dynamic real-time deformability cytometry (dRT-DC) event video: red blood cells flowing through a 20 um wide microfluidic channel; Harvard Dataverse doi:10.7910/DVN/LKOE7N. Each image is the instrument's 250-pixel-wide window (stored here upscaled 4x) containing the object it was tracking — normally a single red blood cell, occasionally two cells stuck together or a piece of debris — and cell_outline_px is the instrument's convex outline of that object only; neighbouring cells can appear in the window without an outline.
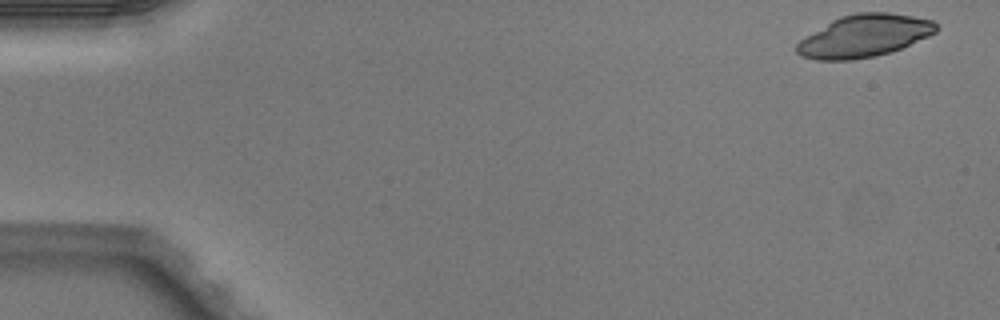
{"species": "Egyptian fruit bat (a non-hibernating species)", "species_latin": "Rousettus aegyptiacus", "temperature_condition": "warm", "stored_images_in_passage": 49, "camera_frame_rate_fps": 3000, "um_per_image_px": 0.085, "animal": {"sex": "male"}, "frame": {"image": 1, "passage_image": 1, "time_ms": 0.0, "image_size_px": [1000, 320], "cell_outline_px": [[936, 32], [928, 36], [892, 52], [876, 56], [852, 60], [816, 60], [800, 56], [796, 52], [796, 44], [804, 36], [832, 20], [840, 16], [856, 12], [888, 12], [912, 16], [932, 20], [936, 24]], "centroid_in_image_um": [73.41, 3.06], "position_along_channel_um": 11.6, "area_um2": 34.51}}